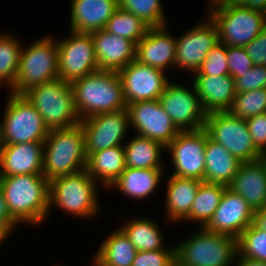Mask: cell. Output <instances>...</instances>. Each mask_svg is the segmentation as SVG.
Wrapping results in <instances>:
<instances>
[{
    "instance_id": "37",
    "label": "cell",
    "mask_w": 266,
    "mask_h": 266,
    "mask_svg": "<svg viewBox=\"0 0 266 266\" xmlns=\"http://www.w3.org/2000/svg\"><path fill=\"white\" fill-rule=\"evenodd\" d=\"M228 112L241 119L266 113V88L237 93Z\"/></svg>"
},
{
    "instance_id": "28",
    "label": "cell",
    "mask_w": 266,
    "mask_h": 266,
    "mask_svg": "<svg viewBox=\"0 0 266 266\" xmlns=\"http://www.w3.org/2000/svg\"><path fill=\"white\" fill-rule=\"evenodd\" d=\"M86 155L85 170L104 190H107L126 168L123 145Z\"/></svg>"
},
{
    "instance_id": "8",
    "label": "cell",
    "mask_w": 266,
    "mask_h": 266,
    "mask_svg": "<svg viewBox=\"0 0 266 266\" xmlns=\"http://www.w3.org/2000/svg\"><path fill=\"white\" fill-rule=\"evenodd\" d=\"M24 96L42 116L49 130L67 128L80 123L69 82L58 78L30 89Z\"/></svg>"
},
{
    "instance_id": "49",
    "label": "cell",
    "mask_w": 266,
    "mask_h": 266,
    "mask_svg": "<svg viewBox=\"0 0 266 266\" xmlns=\"http://www.w3.org/2000/svg\"><path fill=\"white\" fill-rule=\"evenodd\" d=\"M266 169V152L261 154V157L259 158Z\"/></svg>"
},
{
    "instance_id": "47",
    "label": "cell",
    "mask_w": 266,
    "mask_h": 266,
    "mask_svg": "<svg viewBox=\"0 0 266 266\" xmlns=\"http://www.w3.org/2000/svg\"><path fill=\"white\" fill-rule=\"evenodd\" d=\"M208 4H206V13L209 12L211 9L229 4V3H235V0H206Z\"/></svg>"
},
{
    "instance_id": "30",
    "label": "cell",
    "mask_w": 266,
    "mask_h": 266,
    "mask_svg": "<svg viewBox=\"0 0 266 266\" xmlns=\"http://www.w3.org/2000/svg\"><path fill=\"white\" fill-rule=\"evenodd\" d=\"M123 146L126 167L137 169H167L163 161L164 155L167 152L166 147L162 143L135 134L127 139Z\"/></svg>"
},
{
    "instance_id": "39",
    "label": "cell",
    "mask_w": 266,
    "mask_h": 266,
    "mask_svg": "<svg viewBox=\"0 0 266 266\" xmlns=\"http://www.w3.org/2000/svg\"><path fill=\"white\" fill-rule=\"evenodd\" d=\"M175 260V248L137 251L132 266H170Z\"/></svg>"
},
{
    "instance_id": "27",
    "label": "cell",
    "mask_w": 266,
    "mask_h": 266,
    "mask_svg": "<svg viewBox=\"0 0 266 266\" xmlns=\"http://www.w3.org/2000/svg\"><path fill=\"white\" fill-rule=\"evenodd\" d=\"M132 218V219H130ZM128 220L118 227L131 241L137 251H154L163 248H175V242L168 245L163 236L161 223L150 218L138 215ZM163 230V231H162Z\"/></svg>"
},
{
    "instance_id": "25",
    "label": "cell",
    "mask_w": 266,
    "mask_h": 266,
    "mask_svg": "<svg viewBox=\"0 0 266 266\" xmlns=\"http://www.w3.org/2000/svg\"><path fill=\"white\" fill-rule=\"evenodd\" d=\"M192 77L190 81L207 114L225 112L230 109L237 94L235 81L231 75Z\"/></svg>"
},
{
    "instance_id": "34",
    "label": "cell",
    "mask_w": 266,
    "mask_h": 266,
    "mask_svg": "<svg viewBox=\"0 0 266 266\" xmlns=\"http://www.w3.org/2000/svg\"><path fill=\"white\" fill-rule=\"evenodd\" d=\"M238 254L251 260L266 262V222L260 217L238 238Z\"/></svg>"
},
{
    "instance_id": "21",
    "label": "cell",
    "mask_w": 266,
    "mask_h": 266,
    "mask_svg": "<svg viewBox=\"0 0 266 266\" xmlns=\"http://www.w3.org/2000/svg\"><path fill=\"white\" fill-rule=\"evenodd\" d=\"M227 187L241 195L258 216L265 211L266 169L260 159L242 162Z\"/></svg>"
},
{
    "instance_id": "51",
    "label": "cell",
    "mask_w": 266,
    "mask_h": 266,
    "mask_svg": "<svg viewBox=\"0 0 266 266\" xmlns=\"http://www.w3.org/2000/svg\"><path fill=\"white\" fill-rule=\"evenodd\" d=\"M170 266H182L177 260H175Z\"/></svg>"
},
{
    "instance_id": "31",
    "label": "cell",
    "mask_w": 266,
    "mask_h": 266,
    "mask_svg": "<svg viewBox=\"0 0 266 266\" xmlns=\"http://www.w3.org/2000/svg\"><path fill=\"white\" fill-rule=\"evenodd\" d=\"M108 233L96 248L91 266H132L137 254L134 245L119 228Z\"/></svg>"
},
{
    "instance_id": "45",
    "label": "cell",
    "mask_w": 266,
    "mask_h": 266,
    "mask_svg": "<svg viewBox=\"0 0 266 266\" xmlns=\"http://www.w3.org/2000/svg\"><path fill=\"white\" fill-rule=\"evenodd\" d=\"M235 3L266 14V0H235Z\"/></svg>"
},
{
    "instance_id": "2",
    "label": "cell",
    "mask_w": 266,
    "mask_h": 266,
    "mask_svg": "<svg viewBox=\"0 0 266 266\" xmlns=\"http://www.w3.org/2000/svg\"><path fill=\"white\" fill-rule=\"evenodd\" d=\"M99 188L104 190L86 170L61 176L49 182V211L58 209L69 218L88 221L97 218L101 211Z\"/></svg>"
},
{
    "instance_id": "14",
    "label": "cell",
    "mask_w": 266,
    "mask_h": 266,
    "mask_svg": "<svg viewBox=\"0 0 266 266\" xmlns=\"http://www.w3.org/2000/svg\"><path fill=\"white\" fill-rule=\"evenodd\" d=\"M206 141L204 128L180 131L166 147L172 164L171 175L204 181Z\"/></svg>"
},
{
    "instance_id": "12",
    "label": "cell",
    "mask_w": 266,
    "mask_h": 266,
    "mask_svg": "<svg viewBox=\"0 0 266 266\" xmlns=\"http://www.w3.org/2000/svg\"><path fill=\"white\" fill-rule=\"evenodd\" d=\"M69 31L65 37H57V47L59 79L71 83L99 69L91 33Z\"/></svg>"
},
{
    "instance_id": "48",
    "label": "cell",
    "mask_w": 266,
    "mask_h": 266,
    "mask_svg": "<svg viewBox=\"0 0 266 266\" xmlns=\"http://www.w3.org/2000/svg\"><path fill=\"white\" fill-rule=\"evenodd\" d=\"M13 233L4 225H0V246L1 244L5 243L7 239H9V235ZM5 241V242H4Z\"/></svg>"
},
{
    "instance_id": "16",
    "label": "cell",
    "mask_w": 266,
    "mask_h": 266,
    "mask_svg": "<svg viewBox=\"0 0 266 266\" xmlns=\"http://www.w3.org/2000/svg\"><path fill=\"white\" fill-rule=\"evenodd\" d=\"M127 104L158 100L172 76L136 59L118 71ZM171 78V79H169Z\"/></svg>"
},
{
    "instance_id": "24",
    "label": "cell",
    "mask_w": 266,
    "mask_h": 266,
    "mask_svg": "<svg viewBox=\"0 0 266 266\" xmlns=\"http://www.w3.org/2000/svg\"><path fill=\"white\" fill-rule=\"evenodd\" d=\"M70 30L92 33L105 29L108 20L119 8L118 0H70Z\"/></svg>"
},
{
    "instance_id": "3",
    "label": "cell",
    "mask_w": 266,
    "mask_h": 266,
    "mask_svg": "<svg viewBox=\"0 0 266 266\" xmlns=\"http://www.w3.org/2000/svg\"><path fill=\"white\" fill-rule=\"evenodd\" d=\"M70 84L80 121L96 114L127 109L117 71L98 70Z\"/></svg>"
},
{
    "instance_id": "1",
    "label": "cell",
    "mask_w": 266,
    "mask_h": 266,
    "mask_svg": "<svg viewBox=\"0 0 266 266\" xmlns=\"http://www.w3.org/2000/svg\"><path fill=\"white\" fill-rule=\"evenodd\" d=\"M0 189L11 216L20 225L35 229L44 226L51 214L48 213L49 181L43 175L0 177Z\"/></svg>"
},
{
    "instance_id": "32",
    "label": "cell",
    "mask_w": 266,
    "mask_h": 266,
    "mask_svg": "<svg viewBox=\"0 0 266 266\" xmlns=\"http://www.w3.org/2000/svg\"><path fill=\"white\" fill-rule=\"evenodd\" d=\"M227 186L202 182L197 190L189 215L181 223L200 224L205 227L219 206Z\"/></svg>"
},
{
    "instance_id": "5",
    "label": "cell",
    "mask_w": 266,
    "mask_h": 266,
    "mask_svg": "<svg viewBox=\"0 0 266 266\" xmlns=\"http://www.w3.org/2000/svg\"><path fill=\"white\" fill-rule=\"evenodd\" d=\"M237 254V238L204 227L175 244V259L182 266H234Z\"/></svg>"
},
{
    "instance_id": "15",
    "label": "cell",
    "mask_w": 266,
    "mask_h": 266,
    "mask_svg": "<svg viewBox=\"0 0 266 266\" xmlns=\"http://www.w3.org/2000/svg\"><path fill=\"white\" fill-rule=\"evenodd\" d=\"M86 154L124 145L130 128L127 109L100 113L80 121ZM124 141V142H123Z\"/></svg>"
},
{
    "instance_id": "6",
    "label": "cell",
    "mask_w": 266,
    "mask_h": 266,
    "mask_svg": "<svg viewBox=\"0 0 266 266\" xmlns=\"http://www.w3.org/2000/svg\"><path fill=\"white\" fill-rule=\"evenodd\" d=\"M45 35L30 45L22 44L18 73L10 93L24 95L36 86L59 78L57 39L53 34Z\"/></svg>"
},
{
    "instance_id": "33",
    "label": "cell",
    "mask_w": 266,
    "mask_h": 266,
    "mask_svg": "<svg viewBox=\"0 0 266 266\" xmlns=\"http://www.w3.org/2000/svg\"><path fill=\"white\" fill-rule=\"evenodd\" d=\"M22 40L11 31H0V88L10 91L18 73Z\"/></svg>"
},
{
    "instance_id": "9",
    "label": "cell",
    "mask_w": 266,
    "mask_h": 266,
    "mask_svg": "<svg viewBox=\"0 0 266 266\" xmlns=\"http://www.w3.org/2000/svg\"><path fill=\"white\" fill-rule=\"evenodd\" d=\"M207 15L216 24L219 42L245 47L266 27V14L229 3L211 9Z\"/></svg>"
},
{
    "instance_id": "23",
    "label": "cell",
    "mask_w": 266,
    "mask_h": 266,
    "mask_svg": "<svg viewBox=\"0 0 266 266\" xmlns=\"http://www.w3.org/2000/svg\"><path fill=\"white\" fill-rule=\"evenodd\" d=\"M165 169H137L126 167L115 182L107 189L118 191L116 194L130 198L134 202L148 200L154 193L160 190L163 184ZM162 183V184H161Z\"/></svg>"
},
{
    "instance_id": "7",
    "label": "cell",
    "mask_w": 266,
    "mask_h": 266,
    "mask_svg": "<svg viewBox=\"0 0 266 266\" xmlns=\"http://www.w3.org/2000/svg\"><path fill=\"white\" fill-rule=\"evenodd\" d=\"M7 93L0 123L1 145L44 142L49 129L36 108L24 95Z\"/></svg>"
},
{
    "instance_id": "40",
    "label": "cell",
    "mask_w": 266,
    "mask_h": 266,
    "mask_svg": "<svg viewBox=\"0 0 266 266\" xmlns=\"http://www.w3.org/2000/svg\"><path fill=\"white\" fill-rule=\"evenodd\" d=\"M234 81L237 93L266 88V65H254Z\"/></svg>"
},
{
    "instance_id": "22",
    "label": "cell",
    "mask_w": 266,
    "mask_h": 266,
    "mask_svg": "<svg viewBox=\"0 0 266 266\" xmlns=\"http://www.w3.org/2000/svg\"><path fill=\"white\" fill-rule=\"evenodd\" d=\"M99 70L119 71L136 59V44L105 29L91 33Z\"/></svg>"
},
{
    "instance_id": "46",
    "label": "cell",
    "mask_w": 266,
    "mask_h": 266,
    "mask_svg": "<svg viewBox=\"0 0 266 266\" xmlns=\"http://www.w3.org/2000/svg\"><path fill=\"white\" fill-rule=\"evenodd\" d=\"M234 266H266V262L251 260L237 254Z\"/></svg>"
},
{
    "instance_id": "43",
    "label": "cell",
    "mask_w": 266,
    "mask_h": 266,
    "mask_svg": "<svg viewBox=\"0 0 266 266\" xmlns=\"http://www.w3.org/2000/svg\"><path fill=\"white\" fill-rule=\"evenodd\" d=\"M244 49L254 65H266V27Z\"/></svg>"
},
{
    "instance_id": "4",
    "label": "cell",
    "mask_w": 266,
    "mask_h": 266,
    "mask_svg": "<svg viewBox=\"0 0 266 266\" xmlns=\"http://www.w3.org/2000/svg\"><path fill=\"white\" fill-rule=\"evenodd\" d=\"M85 134L81 123L49 130L44 141L42 175L51 180L86 168Z\"/></svg>"
},
{
    "instance_id": "13",
    "label": "cell",
    "mask_w": 266,
    "mask_h": 266,
    "mask_svg": "<svg viewBox=\"0 0 266 266\" xmlns=\"http://www.w3.org/2000/svg\"><path fill=\"white\" fill-rule=\"evenodd\" d=\"M172 78L159 102L180 131L204 128L207 113L202 107L193 83L185 85ZM190 86V87H189Z\"/></svg>"
},
{
    "instance_id": "19",
    "label": "cell",
    "mask_w": 266,
    "mask_h": 266,
    "mask_svg": "<svg viewBox=\"0 0 266 266\" xmlns=\"http://www.w3.org/2000/svg\"><path fill=\"white\" fill-rule=\"evenodd\" d=\"M169 29L168 25L150 27L136 44V60L165 73H171V70L175 69L176 37Z\"/></svg>"
},
{
    "instance_id": "20",
    "label": "cell",
    "mask_w": 266,
    "mask_h": 266,
    "mask_svg": "<svg viewBox=\"0 0 266 266\" xmlns=\"http://www.w3.org/2000/svg\"><path fill=\"white\" fill-rule=\"evenodd\" d=\"M44 142H25L0 147V177L42 175Z\"/></svg>"
},
{
    "instance_id": "10",
    "label": "cell",
    "mask_w": 266,
    "mask_h": 266,
    "mask_svg": "<svg viewBox=\"0 0 266 266\" xmlns=\"http://www.w3.org/2000/svg\"><path fill=\"white\" fill-rule=\"evenodd\" d=\"M204 129L208 137L221 144L241 162L258 160L261 152L255 147L245 119L228 111L207 114Z\"/></svg>"
},
{
    "instance_id": "44",
    "label": "cell",
    "mask_w": 266,
    "mask_h": 266,
    "mask_svg": "<svg viewBox=\"0 0 266 266\" xmlns=\"http://www.w3.org/2000/svg\"><path fill=\"white\" fill-rule=\"evenodd\" d=\"M0 225L6 226L12 233L21 226L10 214L2 190L0 189ZM19 225V226H18Z\"/></svg>"
},
{
    "instance_id": "11",
    "label": "cell",
    "mask_w": 266,
    "mask_h": 266,
    "mask_svg": "<svg viewBox=\"0 0 266 266\" xmlns=\"http://www.w3.org/2000/svg\"><path fill=\"white\" fill-rule=\"evenodd\" d=\"M205 15L188 30H183L178 36L175 34V68L189 77L199 70L209 51L219 42L216 24Z\"/></svg>"
},
{
    "instance_id": "35",
    "label": "cell",
    "mask_w": 266,
    "mask_h": 266,
    "mask_svg": "<svg viewBox=\"0 0 266 266\" xmlns=\"http://www.w3.org/2000/svg\"><path fill=\"white\" fill-rule=\"evenodd\" d=\"M150 26L134 14L118 8L108 20L105 30L127 38L137 44L148 32Z\"/></svg>"
},
{
    "instance_id": "36",
    "label": "cell",
    "mask_w": 266,
    "mask_h": 266,
    "mask_svg": "<svg viewBox=\"0 0 266 266\" xmlns=\"http://www.w3.org/2000/svg\"><path fill=\"white\" fill-rule=\"evenodd\" d=\"M119 8L141 18L150 27L169 25L162 0H118Z\"/></svg>"
},
{
    "instance_id": "18",
    "label": "cell",
    "mask_w": 266,
    "mask_h": 266,
    "mask_svg": "<svg viewBox=\"0 0 266 266\" xmlns=\"http://www.w3.org/2000/svg\"><path fill=\"white\" fill-rule=\"evenodd\" d=\"M258 217L241 195L226 187L219 206L204 228L238 239Z\"/></svg>"
},
{
    "instance_id": "38",
    "label": "cell",
    "mask_w": 266,
    "mask_h": 266,
    "mask_svg": "<svg viewBox=\"0 0 266 266\" xmlns=\"http://www.w3.org/2000/svg\"><path fill=\"white\" fill-rule=\"evenodd\" d=\"M229 75L227 47L218 42L207 54L201 67L191 76H222Z\"/></svg>"
},
{
    "instance_id": "29",
    "label": "cell",
    "mask_w": 266,
    "mask_h": 266,
    "mask_svg": "<svg viewBox=\"0 0 266 266\" xmlns=\"http://www.w3.org/2000/svg\"><path fill=\"white\" fill-rule=\"evenodd\" d=\"M241 163L221 144L210 139L207 134L203 182L228 186L236 175Z\"/></svg>"
},
{
    "instance_id": "26",
    "label": "cell",
    "mask_w": 266,
    "mask_h": 266,
    "mask_svg": "<svg viewBox=\"0 0 266 266\" xmlns=\"http://www.w3.org/2000/svg\"><path fill=\"white\" fill-rule=\"evenodd\" d=\"M203 181L169 175L166 179L165 216L166 223H181L190 213L197 190Z\"/></svg>"
},
{
    "instance_id": "50",
    "label": "cell",
    "mask_w": 266,
    "mask_h": 266,
    "mask_svg": "<svg viewBox=\"0 0 266 266\" xmlns=\"http://www.w3.org/2000/svg\"><path fill=\"white\" fill-rule=\"evenodd\" d=\"M259 217L266 222V209Z\"/></svg>"
},
{
    "instance_id": "17",
    "label": "cell",
    "mask_w": 266,
    "mask_h": 266,
    "mask_svg": "<svg viewBox=\"0 0 266 266\" xmlns=\"http://www.w3.org/2000/svg\"><path fill=\"white\" fill-rule=\"evenodd\" d=\"M127 111L133 134L158 141L165 147L180 132L159 100L127 104Z\"/></svg>"
},
{
    "instance_id": "42",
    "label": "cell",
    "mask_w": 266,
    "mask_h": 266,
    "mask_svg": "<svg viewBox=\"0 0 266 266\" xmlns=\"http://www.w3.org/2000/svg\"><path fill=\"white\" fill-rule=\"evenodd\" d=\"M246 120L248 130L252 136L255 147L261 152H266V113L249 117Z\"/></svg>"
},
{
    "instance_id": "41",
    "label": "cell",
    "mask_w": 266,
    "mask_h": 266,
    "mask_svg": "<svg viewBox=\"0 0 266 266\" xmlns=\"http://www.w3.org/2000/svg\"><path fill=\"white\" fill-rule=\"evenodd\" d=\"M227 60L229 75L233 78L242 76L243 73L254 66L244 47L227 46Z\"/></svg>"
}]
</instances>
